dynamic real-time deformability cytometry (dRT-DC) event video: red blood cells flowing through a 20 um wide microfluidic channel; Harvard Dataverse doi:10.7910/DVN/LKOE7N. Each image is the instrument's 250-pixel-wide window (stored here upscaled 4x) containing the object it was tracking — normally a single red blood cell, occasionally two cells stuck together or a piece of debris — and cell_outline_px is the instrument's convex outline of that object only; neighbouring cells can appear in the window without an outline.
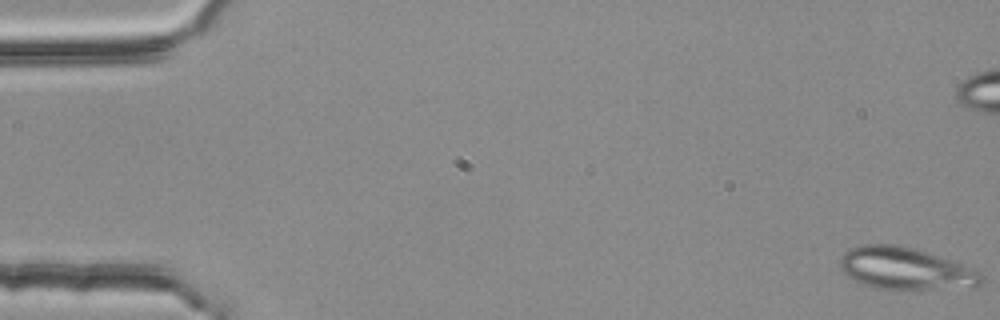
{"species": "common noctule bat (a hibernating species)", "species_latin": "Nyctalus noctula", "temperature_condition": "room temperature", "stored_images_in_passage": 4, "camera_frame_rate_fps": 3000, "um_per_image_px": 0.085, "animal": {"sex": "female", "body_mass_g": 25.1}, "frame": {"image": 1, "passage_image": 1, "time_ms": 0.0, "image_size_px": [1000, 320], "cell_outline_px": [[984, 284], [976, 288], [920, 292], [916, 292], [876, 288], [864, 284], [848, 276], [840, 268], [840, 256], [848, 248], [864, 244], [900, 244], [916, 248], [976, 268], [984, 276]], "centroid_in_image_um": [77.1, 22.88], "position_along_channel_um": 7.9, "area_um2": 36.53}}